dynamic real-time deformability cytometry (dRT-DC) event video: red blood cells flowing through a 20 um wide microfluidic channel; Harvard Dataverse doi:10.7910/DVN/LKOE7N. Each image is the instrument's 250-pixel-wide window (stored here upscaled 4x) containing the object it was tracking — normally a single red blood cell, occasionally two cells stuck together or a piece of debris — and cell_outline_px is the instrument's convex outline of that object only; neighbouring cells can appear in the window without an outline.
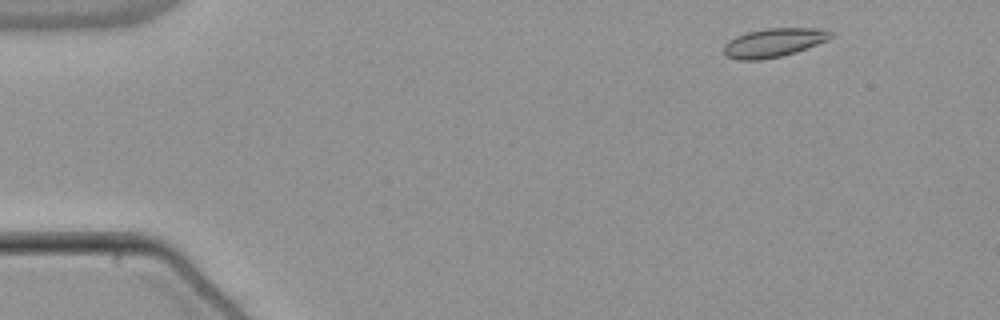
{"species": "common noctule bat (a hibernating species)", "species_latin": "Nyctalus noctula", "temperature_condition": "warm", "stored_images_in_passage": 51, "camera_frame_rate_fps": 3000, "um_per_image_px": 0.085, "animal": {"sex": "male", "body_mass_g": 21.5, "forearm_length_mm": 52.0}, "frame": {"image": 1, "passage_image": 3, "time_ms": 0.667, "image_size_px": [1000, 320], "cell_outline_px": [[832, 36], [828, 40], [796, 52], [780, 56], [760, 60], [740, 60], [728, 56], [724, 52], [724, 44], [728, 40], [736, 36], [748, 32], [764, 28], [820, 28], [832, 32]], "centroid_in_image_um": [65.77, 3.61], "position_along_channel_um": 19.2, "area_um2": 17.86}}
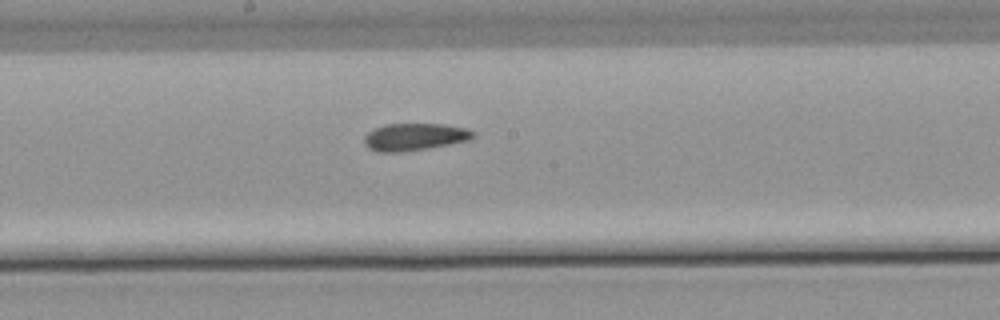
{"frame": {"image": 2, "passage_image": 26, "time_ms": 8.333, "image_size_px": [1000, 320], "cell_outline_px": [[476, 136], [468, 140], [428, 148], [400, 152], [380, 152], [368, 148], [364, 144], [364, 136], [372, 128], [384, 124], [444, 124], [468, 128], [476, 132]], "centroid_in_image_um": [35.23, 11.62], "position_along_channel_um": 213.0, "area_um2": 17.46}}
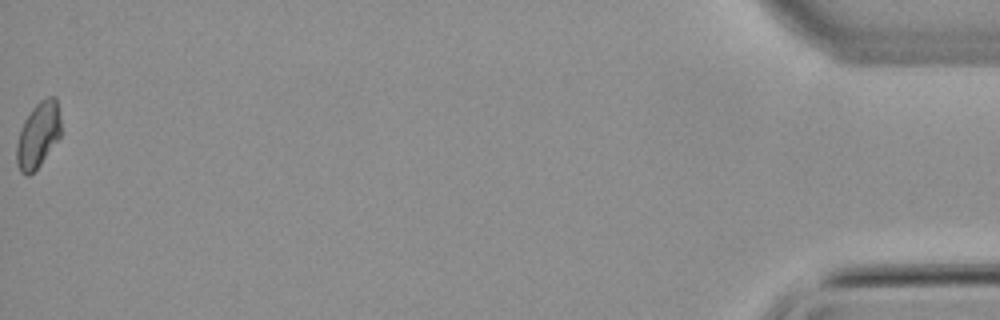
{"frame": {"image": 3, "passage_image": 51, "time_ms": 16.667, "image_size_px": [1000, 320], "cell_outline_px": [[60, 136], [40, 164], [28, 176], [24, 176], [20, 172], [16, 164], [16, 144], [20, 128], [24, 120], [32, 108], [40, 100], [48, 96], [56, 96], [60, 116]], "centroid_in_image_um": [3.21, 11.46], "position_along_channel_um": 432.0, "area_um2": 16.99}, "authors_computed_cell_mechanics": {"area_um2": 17.3978, "velocity_mm_per_s": 3.822, "shape_relaxation_time_tau1_ms": null, "shape_relaxation_time_tau2_ms": 2.3953, "deformation_change_tau1": null, "deformation_change_tau2": 0.0494}}